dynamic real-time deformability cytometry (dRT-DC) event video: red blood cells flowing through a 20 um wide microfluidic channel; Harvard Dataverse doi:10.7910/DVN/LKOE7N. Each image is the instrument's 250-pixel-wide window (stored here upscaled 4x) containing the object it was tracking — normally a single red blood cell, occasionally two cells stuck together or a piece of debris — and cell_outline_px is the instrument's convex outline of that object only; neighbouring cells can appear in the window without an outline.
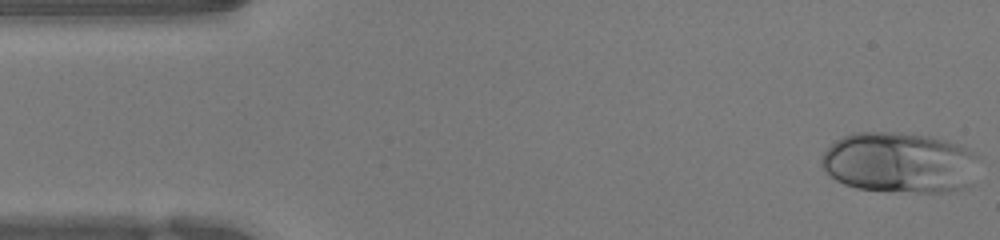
{"species": "human", "species_latin": "Homo sapiens", "temperature_condition": "warm", "stored_images_in_passage": 49, "camera_frame_rate_fps": 3000, "um_per_image_px": 0.085, "donor": {"sex": "female"}, "frame": {"image": 1, "passage_image": 1, "time_ms": 0.0, "image_size_px": [1000, 240], "cell_outline_px": [[976, 156], [972, 184], [964, 188], [952, 192], [888, 192], [856, 188], [844, 184], [836, 180], [820, 164], [820, 156], [836, 140], [852, 132], [896, 132], [928, 136], [944, 140], [968, 148]], "centroid_in_image_um": [76.43, 13.84], "position_along_channel_um": 8.6, "area_um2": 55.89}}
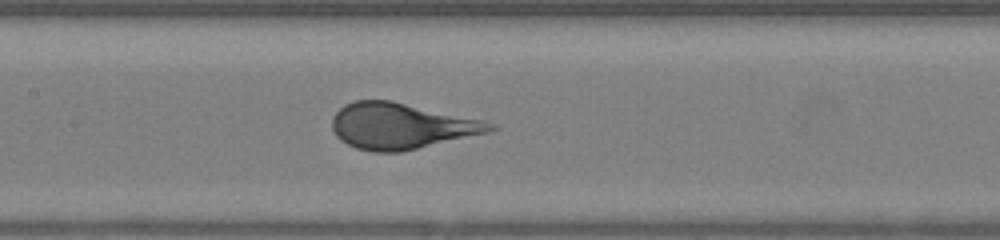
{"frame": {"image": 2, "passage_image": 22, "time_ms": 7.0, "image_size_px": [1000, 240], "cell_outline_px": [[496, 128], [488, 132], [400, 152], [372, 152], [356, 148], [340, 140], [336, 136], [332, 128], [332, 116], [344, 104], [352, 100], [392, 100], [484, 120], [496, 124]], "centroid_in_image_um": [34.06, 10.7], "position_along_channel_um": 173.3, "area_um2": 42.31}}
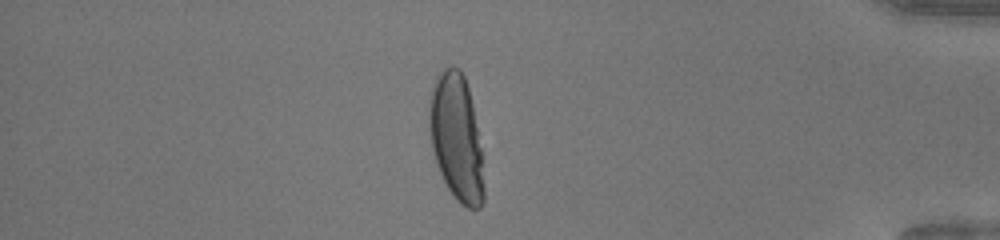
{"frame": {"image": 3, "passage_image": 42, "time_ms": 13.667, "image_size_px": [1000, 240], "cell_outline_px": [[484, 200], [480, 208], [468, 208], [460, 204], [452, 196], [436, 164], [432, 148], [428, 128], [428, 108], [432, 84], [436, 76], [444, 68], [460, 68], [464, 76], [468, 88], [472, 104], [480, 148], [484, 188]], "centroid_in_image_um": [38.76, 11.71], "position_along_channel_um": 396.4, "area_um2": 40.23}, "authors_computed_cell_mechanics": {"area_um2": 42.3674, "velocity_mm_per_s": 3.9696, "shape_relaxation_time_tau1_ms": 3.9094, "shape_relaxation_time_tau2_ms": null, "deformation_change_tau1": 0.2346, "deformation_change_tau2": null}}